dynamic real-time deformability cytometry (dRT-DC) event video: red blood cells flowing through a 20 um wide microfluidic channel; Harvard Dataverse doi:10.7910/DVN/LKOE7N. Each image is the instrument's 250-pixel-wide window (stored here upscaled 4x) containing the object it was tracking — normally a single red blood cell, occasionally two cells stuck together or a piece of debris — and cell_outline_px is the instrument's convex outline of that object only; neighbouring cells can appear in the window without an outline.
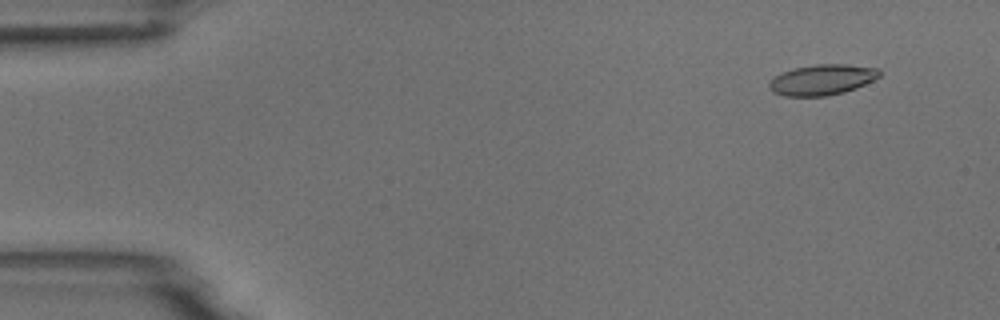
{"species": "common noctule bat (a hibernating species)", "species_latin": "Nyctalus noctula", "temperature_condition": "room temperature", "stored_images_in_passage": 5, "camera_frame_rate_fps": 3000, "um_per_image_px": 0.085, "animal": {"sex": "male", "body_mass_g": 18.8}, "frame": {"image": 1, "passage_image": 2, "time_ms": 1.0, "image_size_px": [1000, 320], "cell_outline_px": [[880, 76], [856, 88], [844, 92], [828, 96], [784, 96], [772, 92], [768, 84], [780, 72], [792, 68], [816, 64], [848, 64], [876, 68], [880, 72]], "centroid_in_image_um": [69.85, 6.78], "position_along_channel_um": 15.1, "area_um2": 19.65}}
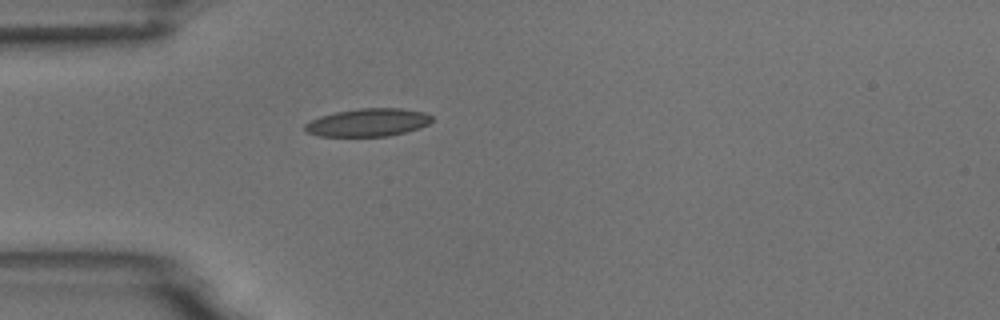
{"frame": {"image": 2, "passage_image": 5, "time_ms": 4.667, "image_size_px": [1000, 320], "cell_outline_px": [[432, 120], [428, 124], [420, 128], [388, 136], [320, 136], [308, 132], [304, 128], [304, 124], [320, 116], [336, 112], [360, 108], [400, 108], [424, 112], [432, 116]], "centroid_in_image_um": [31.29, 10.4], "position_along_channel_um": 53.7, "area_um2": 20.52}}